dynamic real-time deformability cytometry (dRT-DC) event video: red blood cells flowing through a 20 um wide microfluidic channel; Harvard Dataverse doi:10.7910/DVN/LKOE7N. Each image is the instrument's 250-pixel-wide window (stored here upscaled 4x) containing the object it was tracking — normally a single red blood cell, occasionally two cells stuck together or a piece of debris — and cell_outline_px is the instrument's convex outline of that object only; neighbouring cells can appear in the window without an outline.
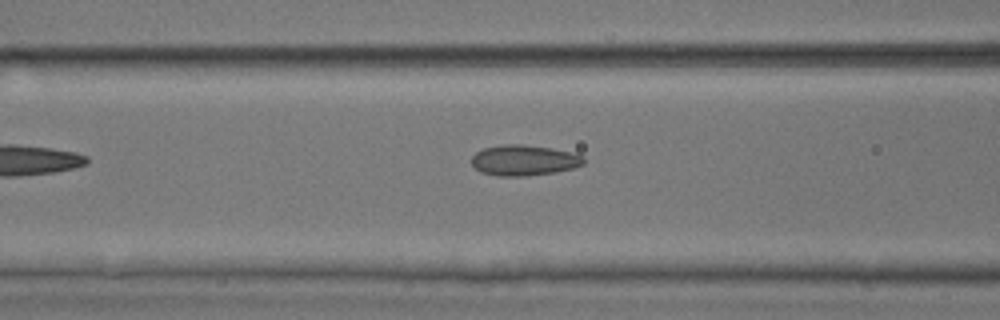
{"species": "common noctule bat (a hibernating species)", "species_latin": "Nyctalus noctula", "temperature_condition": "room temperature", "stored_images_in_passage": 6, "camera_frame_rate_fps": 3000, "um_per_image_px": 0.085, "animal": {"sex": "male", "body_mass_g": 17.9, "forearm_length_mm": 54.2}, "frame": {"image": 1, "passage_image": 6, "time_ms": 6.667, "image_size_px": [1000, 320], "cell_outline_px": [[584, 164], [572, 168], [556, 172], [528, 176], [496, 176], [480, 172], [472, 164], [472, 156], [476, 152], [484, 148], [504, 144], [524, 144], [552, 148], [576, 152], [584, 156]], "centroid_in_image_um": [44.57, 13.62], "position_along_channel_um": 122.0, "area_um2": 20.29}}